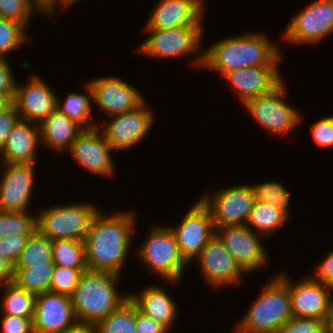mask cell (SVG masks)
Returning a JSON list of instances; mask_svg holds the SVG:
<instances>
[{"instance_id":"cell-1","label":"cell","mask_w":333,"mask_h":333,"mask_svg":"<svg viewBox=\"0 0 333 333\" xmlns=\"http://www.w3.org/2000/svg\"><path fill=\"white\" fill-rule=\"evenodd\" d=\"M136 215L132 210H115L110 215L100 210L96 214L84 240L89 270L122 275L130 250L136 248L132 246L137 229Z\"/></svg>"},{"instance_id":"cell-2","label":"cell","mask_w":333,"mask_h":333,"mask_svg":"<svg viewBox=\"0 0 333 333\" xmlns=\"http://www.w3.org/2000/svg\"><path fill=\"white\" fill-rule=\"evenodd\" d=\"M267 35L262 31H244L243 34L221 38L204 47L202 69L215 71L221 77L239 68L280 66L283 57L281 46Z\"/></svg>"},{"instance_id":"cell-3","label":"cell","mask_w":333,"mask_h":333,"mask_svg":"<svg viewBox=\"0 0 333 333\" xmlns=\"http://www.w3.org/2000/svg\"><path fill=\"white\" fill-rule=\"evenodd\" d=\"M122 276L87 269L80 277L71 301L78 323L96 324L130 299V293L119 292Z\"/></svg>"},{"instance_id":"cell-4","label":"cell","mask_w":333,"mask_h":333,"mask_svg":"<svg viewBox=\"0 0 333 333\" xmlns=\"http://www.w3.org/2000/svg\"><path fill=\"white\" fill-rule=\"evenodd\" d=\"M231 333H276L293 315L288 286L272 276Z\"/></svg>"},{"instance_id":"cell-5","label":"cell","mask_w":333,"mask_h":333,"mask_svg":"<svg viewBox=\"0 0 333 333\" xmlns=\"http://www.w3.org/2000/svg\"><path fill=\"white\" fill-rule=\"evenodd\" d=\"M205 26L171 27L167 30L143 29L146 39L137 47L138 53L162 60L194 57L191 68H201L204 63ZM194 61V62H193Z\"/></svg>"},{"instance_id":"cell-6","label":"cell","mask_w":333,"mask_h":333,"mask_svg":"<svg viewBox=\"0 0 333 333\" xmlns=\"http://www.w3.org/2000/svg\"><path fill=\"white\" fill-rule=\"evenodd\" d=\"M147 231L144 241L133 253L147 273L171 286L178 285L189 265L180 254L174 234L166 224L154 225Z\"/></svg>"},{"instance_id":"cell-7","label":"cell","mask_w":333,"mask_h":333,"mask_svg":"<svg viewBox=\"0 0 333 333\" xmlns=\"http://www.w3.org/2000/svg\"><path fill=\"white\" fill-rule=\"evenodd\" d=\"M103 208L73 202L37 209V231L51 241L70 239L84 242L93 218Z\"/></svg>"},{"instance_id":"cell-8","label":"cell","mask_w":333,"mask_h":333,"mask_svg":"<svg viewBox=\"0 0 333 333\" xmlns=\"http://www.w3.org/2000/svg\"><path fill=\"white\" fill-rule=\"evenodd\" d=\"M286 79L272 92L248 100L243 106L247 114L266 130L267 134L285 136L303 122L299 109L286 101ZM302 121V122H301Z\"/></svg>"},{"instance_id":"cell-9","label":"cell","mask_w":333,"mask_h":333,"mask_svg":"<svg viewBox=\"0 0 333 333\" xmlns=\"http://www.w3.org/2000/svg\"><path fill=\"white\" fill-rule=\"evenodd\" d=\"M333 34V0H312L297 12L282 32L281 41L315 46Z\"/></svg>"},{"instance_id":"cell-10","label":"cell","mask_w":333,"mask_h":333,"mask_svg":"<svg viewBox=\"0 0 333 333\" xmlns=\"http://www.w3.org/2000/svg\"><path fill=\"white\" fill-rule=\"evenodd\" d=\"M145 100L135 110L106 117L98 122L97 128L115 152L135 148L149 135L155 125V113Z\"/></svg>"},{"instance_id":"cell-11","label":"cell","mask_w":333,"mask_h":333,"mask_svg":"<svg viewBox=\"0 0 333 333\" xmlns=\"http://www.w3.org/2000/svg\"><path fill=\"white\" fill-rule=\"evenodd\" d=\"M212 192H206L199 199L209 209L215 229L246 225L255 202L250 183L221 187Z\"/></svg>"},{"instance_id":"cell-12","label":"cell","mask_w":333,"mask_h":333,"mask_svg":"<svg viewBox=\"0 0 333 333\" xmlns=\"http://www.w3.org/2000/svg\"><path fill=\"white\" fill-rule=\"evenodd\" d=\"M189 206L180 223L168 225L174 234L182 258L191 265L215 235V227L209 209L199 199Z\"/></svg>"},{"instance_id":"cell-13","label":"cell","mask_w":333,"mask_h":333,"mask_svg":"<svg viewBox=\"0 0 333 333\" xmlns=\"http://www.w3.org/2000/svg\"><path fill=\"white\" fill-rule=\"evenodd\" d=\"M215 235L245 274L255 273L267 266L270 258L263 243L265 237L248 226L218 228Z\"/></svg>"},{"instance_id":"cell-14","label":"cell","mask_w":333,"mask_h":333,"mask_svg":"<svg viewBox=\"0 0 333 333\" xmlns=\"http://www.w3.org/2000/svg\"><path fill=\"white\" fill-rule=\"evenodd\" d=\"M281 271L276 275L289 288L293 317L314 318L325 323L332 288L316 280L310 273L296 281L285 270Z\"/></svg>"},{"instance_id":"cell-15","label":"cell","mask_w":333,"mask_h":333,"mask_svg":"<svg viewBox=\"0 0 333 333\" xmlns=\"http://www.w3.org/2000/svg\"><path fill=\"white\" fill-rule=\"evenodd\" d=\"M204 283L214 291L224 287H233L242 284L245 273L236 264L230 252L219 238L214 235L203 248L201 254L195 259ZM223 287V288H222Z\"/></svg>"},{"instance_id":"cell-16","label":"cell","mask_w":333,"mask_h":333,"mask_svg":"<svg viewBox=\"0 0 333 333\" xmlns=\"http://www.w3.org/2000/svg\"><path fill=\"white\" fill-rule=\"evenodd\" d=\"M0 171V211L27 212L33 200L36 164H4Z\"/></svg>"},{"instance_id":"cell-17","label":"cell","mask_w":333,"mask_h":333,"mask_svg":"<svg viewBox=\"0 0 333 333\" xmlns=\"http://www.w3.org/2000/svg\"><path fill=\"white\" fill-rule=\"evenodd\" d=\"M88 82L93 103L108 117L135 110L146 100L140 90L119 76L94 77Z\"/></svg>"},{"instance_id":"cell-18","label":"cell","mask_w":333,"mask_h":333,"mask_svg":"<svg viewBox=\"0 0 333 333\" xmlns=\"http://www.w3.org/2000/svg\"><path fill=\"white\" fill-rule=\"evenodd\" d=\"M75 163L89 173L102 178H113L116 163L112 157L115 151L106 141L103 133L96 127L84 130L68 151Z\"/></svg>"},{"instance_id":"cell-19","label":"cell","mask_w":333,"mask_h":333,"mask_svg":"<svg viewBox=\"0 0 333 333\" xmlns=\"http://www.w3.org/2000/svg\"><path fill=\"white\" fill-rule=\"evenodd\" d=\"M24 83L16 82L13 105L20 119L40 124L57 105V95L47 82L37 74Z\"/></svg>"},{"instance_id":"cell-20","label":"cell","mask_w":333,"mask_h":333,"mask_svg":"<svg viewBox=\"0 0 333 333\" xmlns=\"http://www.w3.org/2000/svg\"><path fill=\"white\" fill-rule=\"evenodd\" d=\"M206 0H158L146 18L143 29L167 30L171 27L204 26Z\"/></svg>"},{"instance_id":"cell-21","label":"cell","mask_w":333,"mask_h":333,"mask_svg":"<svg viewBox=\"0 0 333 333\" xmlns=\"http://www.w3.org/2000/svg\"><path fill=\"white\" fill-rule=\"evenodd\" d=\"M77 323L71 297L50 291L36 295L34 333H63Z\"/></svg>"},{"instance_id":"cell-22","label":"cell","mask_w":333,"mask_h":333,"mask_svg":"<svg viewBox=\"0 0 333 333\" xmlns=\"http://www.w3.org/2000/svg\"><path fill=\"white\" fill-rule=\"evenodd\" d=\"M279 69V66L239 68L224 73L221 79L230 83L231 91L234 90L243 106L250 99L272 92L285 80Z\"/></svg>"},{"instance_id":"cell-23","label":"cell","mask_w":333,"mask_h":333,"mask_svg":"<svg viewBox=\"0 0 333 333\" xmlns=\"http://www.w3.org/2000/svg\"><path fill=\"white\" fill-rule=\"evenodd\" d=\"M40 144L39 124L19 119L0 150V161L4 164H36Z\"/></svg>"},{"instance_id":"cell-24","label":"cell","mask_w":333,"mask_h":333,"mask_svg":"<svg viewBox=\"0 0 333 333\" xmlns=\"http://www.w3.org/2000/svg\"><path fill=\"white\" fill-rule=\"evenodd\" d=\"M130 300L140 312L164 325L169 331L175 326L180 312L179 305L161 284L144 286L140 291L130 292Z\"/></svg>"},{"instance_id":"cell-25","label":"cell","mask_w":333,"mask_h":333,"mask_svg":"<svg viewBox=\"0 0 333 333\" xmlns=\"http://www.w3.org/2000/svg\"><path fill=\"white\" fill-rule=\"evenodd\" d=\"M41 147L60 154L70 150L84 129L57 109L39 124Z\"/></svg>"},{"instance_id":"cell-26","label":"cell","mask_w":333,"mask_h":333,"mask_svg":"<svg viewBox=\"0 0 333 333\" xmlns=\"http://www.w3.org/2000/svg\"><path fill=\"white\" fill-rule=\"evenodd\" d=\"M84 90L86 94L78 92H68L65 99L57 96L56 109L71 120L80 125L84 130H91L98 126V122L93 117L94 106L92 88L88 81L85 82ZM63 101V102H62Z\"/></svg>"},{"instance_id":"cell-27","label":"cell","mask_w":333,"mask_h":333,"mask_svg":"<svg viewBox=\"0 0 333 333\" xmlns=\"http://www.w3.org/2000/svg\"><path fill=\"white\" fill-rule=\"evenodd\" d=\"M290 218L281 210L265 201L255 200L246 221V226L269 239L288 224ZM277 231V232H276Z\"/></svg>"},{"instance_id":"cell-28","label":"cell","mask_w":333,"mask_h":333,"mask_svg":"<svg viewBox=\"0 0 333 333\" xmlns=\"http://www.w3.org/2000/svg\"><path fill=\"white\" fill-rule=\"evenodd\" d=\"M0 310L2 314L34 318L36 295L18 287L14 282L1 286Z\"/></svg>"},{"instance_id":"cell-29","label":"cell","mask_w":333,"mask_h":333,"mask_svg":"<svg viewBox=\"0 0 333 333\" xmlns=\"http://www.w3.org/2000/svg\"><path fill=\"white\" fill-rule=\"evenodd\" d=\"M55 266V263L52 262L46 266L13 267L12 282L35 295L45 293L50 290Z\"/></svg>"},{"instance_id":"cell-30","label":"cell","mask_w":333,"mask_h":333,"mask_svg":"<svg viewBox=\"0 0 333 333\" xmlns=\"http://www.w3.org/2000/svg\"><path fill=\"white\" fill-rule=\"evenodd\" d=\"M52 262V241L36 231L27 240L14 267L46 266Z\"/></svg>"},{"instance_id":"cell-31","label":"cell","mask_w":333,"mask_h":333,"mask_svg":"<svg viewBox=\"0 0 333 333\" xmlns=\"http://www.w3.org/2000/svg\"><path fill=\"white\" fill-rule=\"evenodd\" d=\"M52 255L55 265L71 269H88L85 245L82 241L58 239L52 241Z\"/></svg>"},{"instance_id":"cell-32","label":"cell","mask_w":333,"mask_h":333,"mask_svg":"<svg viewBox=\"0 0 333 333\" xmlns=\"http://www.w3.org/2000/svg\"><path fill=\"white\" fill-rule=\"evenodd\" d=\"M95 325L98 333H136V305L129 299Z\"/></svg>"},{"instance_id":"cell-33","label":"cell","mask_w":333,"mask_h":333,"mask_svg":"<svg viewBox=\"0 0 333 333\" xmlns=\"http://www.w3.org/2000/svg\"><path fill=\"white\" fill-rule=\"evenodd\" d=\"M31 213V214H30ZM37 231V212L0 211V239L10 236H31Z\"/></svg>"},{"instance_id":"cell-34","label":"cell","mask_w":333,"mask_h":333,"mask_svg":"<svg viewBox=\"0 0 333 333\" xmlns=\"http://www.w3.org/2000/svg\"><path fill=\"white\" fill-rule=\"evenodd\" d=\"M255 200L265 201L270 203L273 207L283 211L289 218L292 212L290 211L291 196L283 185L278 180H266L260 183L251 184Z\"/></svg>"},{"instance_id":"cell-35","label":"cell","mask_w":333,"mask_h":333,"mask_svg":"<svg viewBox=\"0 0 333 333\" xmlns=\"http://www.w3.org/2000/svg\"><path fill=\"white\" fill-rule=\"evenodd\" d=\"M30 33L18 22L0 17V57L8 58L11 51L33 41Z\"/></svg>"},{"instance_id":"cell-36","label":"cell","mask_w":333,"mask_h":333,"mask_svg":"<svg viewBox=\"0 0 333 333\" xmlns=\"http://www.w3.org/2000/svg\"><path fill=\"white\" fill-rule=\"evenodd\" d=\"M86 270L71 269L56 265L49 291L71 297L79 284L82 273Z\"/></svg>"},{"instance_id":"cell-37","label":"cell","mask_w":333,"mask_h":333,"mask_svg":"<svg viewBox=\"0 0 333 333\" xmlns=\"http://www.w3.org/2000/svg\"><path fill=\"white\" fill-rule=\"evenodd\" d=\"M36 13L30 0H0V17L20 23L27 31Z\"/></svg>"},{"instance_id":"cell-38","label":"cell","mask_w":333,"mask_h":333,"mask_svg":"<svg viewBox=\"0 0 333 333\" xmlns=\"http://www.w3.org/2000/svg\"><path fill=\"white\" fill-rule=\"evenodd\" d=\"M311 138L316 146L333 148V115L321 117L310 126Z\"/></svg>"},{"instance_id":"cell-39","label":"cell","mask_w":333,"mask_h":333,"mask_svg":"<svg viewBox=\"0 0 333 333\" xmlns=\"http://www.w3.org/2000/svg\"><path fill=\"white\" fill-rule=\"evenodd\" d=\"M276 333H325V325L314 318L292 317Z\"/></svg>"},{"instance_id":"cell-40","label":"cell","mask_w":333,"mask_h":333,"mask_svg":"<svg viewBox=\"0 0 333 333\" xmlns=\"http://www.w3.org/2000/svg\"><path fill=\"white\" fill-rule=\"evenodd\" d=\"M30 236H10L0 239V256L13 267Z\"/></svg>"},{"instance_id":"cell-41","label":"cell","mask_w":333,"mask_h":333,"mask_svg":"<svg viewBox=\"0 0 333 333\" xmlns=\"http://www.w3.org/2000/svg\"><path fill=\"white\" fill-rule=\"evenodd\" d=\"M0 333H34L33 318L2 314Z\"/></svg>"},{"instance_id":"cell-42","label":"cell","mask_w":333,"mask_h":333,"mask_svg":"<svg viewBox=\"0 0 333 333\" xmlns=\"http://www.w3.org/2000/svg\"><path fill=\"white\" fill-rule=\"evenodd\" d=\"M9 58L0 57V95L14 96L16 78Z\"/></svg>"},{"instance_id":"cell-43","label":"cell","mask_w":333,"mask_h":333,"mask_svg":"<svg viewBox=\"0 0 333 333\" xmlns=\"http://www.w3.org/2000/svg\"><path fill=\"white\" fill-rule=\"evenodd\" d=\"M31 6L43 17L55 19L58 15L57 8L62 7V9L71 8L70 0H30ZM57 7V8H56Z\"/></svg>"},{"instance_id":"cell-44","label":"cell","mask_w":333,"mask_h":333,"mask_svg":"<svg viewBox=\"0 0 333 333\" xmlns=\"http://www.w3.org/2000/svg\"><path fill=\"white\" fill-rule=\"evenodd\" d=\"M314 268V269H313ZM311 270V275L323 284L333 287V249Z\"/></svg>"},{"instance_id":"cell-45","label":"cell","mask_w":333,"mask_h":333,"mask_svg":"<svg viewBox=\"0 0 333 333\" xmlns=\"http://www.w3.org/2000/svg\"><path fill=\"white\" fill-rule=\"evenodd\" d=\"M19 119L20 116L13 104L0 113V150L3 148L11 130Z\"/></svg>"},{"instance_id":"cell-46","label":"cell","mask_w":333,"mask_h":333,"mask_svg":"<svg viewBox=\"0 0 333 333\" xmlns=\"http://www.w3.org/2000/svg\"><path fill=\"white\" fill-rule=\"evenodd\" d=\"M135 331L136 333H169V330L164 325L144 315L138 310L137 306Z\"/></svg>"},{"instance_id":"cell-47","label":"cell","mask_w":333,"mask_h":333,"mask_svg":"<svg viewBox=\"0 0 333 333\" xmlns=\"http://www.w3.org/2000/svg\"><path fill=\"white\" fill-rule=\"evenodd\" d=\"M14 269L13 266L3 257L0 256V287L13 281Z\"/></svg>"},{"instance_id":"cell-48","label":"cell","mask_w":333,"mask_h":333,"mask_svg":"<svg viewBox=\"0 0 333 333\" xmlns=\"http://www.w3.org/2000/svg\"><path fill=\"white\" fill-rule=\"evenodd\" d=\"M63 333H98V330L95 324L77 323Z\"/></svg>"},{"instance_id":"cell-49","label":"cell","mask_w":333,"mask_h":333,"mask_svg":"<svg viewBox=\"0 0 333 333\" xmlns=\"http://www.w3.org/2000/svg\"><path fill=\"white\" fill-rule=\"evenodd\" d=\"M324 325L325 333H333V287L330 296L328 315Z\"/></svg>"},{"instance_id":"cell-50","label":"cell","mask_w":333,"mask_h":333,"mask_svg":"<svg viewBox=\"0 0 333 333\" xmlns=\"http://www.w3.org/2000/svg\"><path fill=\"white\" fill-rule=\"evenodd\" d=\"M14 96L0 95V113L8 109L13 103Z\"/></svg>"},{"instance_id":"cell-51","label":"cell","mask_w":333,"mask_h":333,"mask_svg":"<svg viewBox=\"0 0 333 333\" xmlns=\"http://www.w3.org/2000/svg\"><path fill=\"white\" fill-rule=\"evenodd\" d=\"M78 1L80 2L81 0H70L71 6L76 5Z\"/></svg>"}]
</instances>
